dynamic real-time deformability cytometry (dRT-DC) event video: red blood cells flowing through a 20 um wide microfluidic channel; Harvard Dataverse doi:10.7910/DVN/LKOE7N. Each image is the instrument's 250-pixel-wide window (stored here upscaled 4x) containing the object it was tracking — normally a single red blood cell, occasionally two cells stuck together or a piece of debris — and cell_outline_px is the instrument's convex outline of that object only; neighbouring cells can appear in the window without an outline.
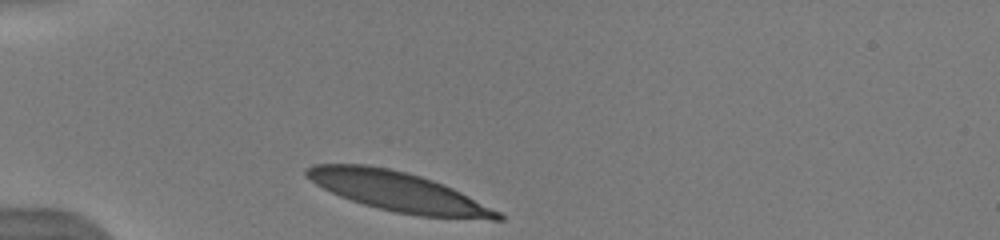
{"species": "human", "species_latin": "Homo sapiens", "temperature_condition": "warm", "stored_images_in_passage": 32, "camera_frame_rate_fps": 3000, "um_per_image_px": 0.085, "donor": {"sex": "male"}, "frame": {"image": 1, "passage_image": 1, "time_ms": 0.0, "image_size_px": [1000, 240], "cell_outline_px": [[504, 220], [492, 220], [420, 216], [396, 212], [364, 204], [340, 196], [316, 184], [304, 172], [304, 168], [312, 164], [368, 164], [388, 168], [420, 176], [432, 180], [452, 188], [500, 212], [504, 216]], "centroid_in_image_um": [33.86, 16.29], "position_along_channel_um": 51.1, "area_um2": 43.47}}
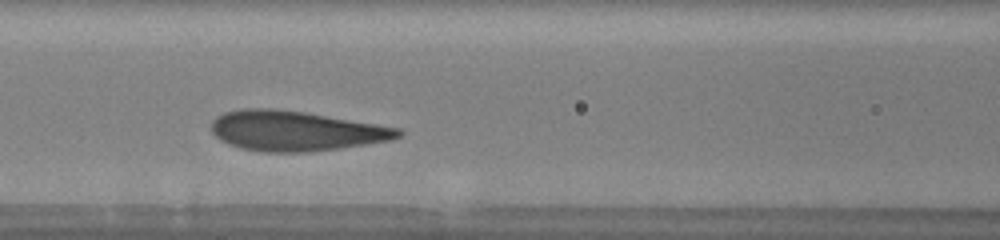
{"frame": {"image": 2, "passage_image": 10, "time_ms": 3.0, "image_size_px": [1000, 240], "cell_outline_px": [[404, 132], [400, 136], [392, 140], [340, 148], [308, 152], [260, 152], [240, 148], [228, 144], [220, 140], [212, 132], [212, 120], [216, 116], [224, 112], [240, 108], [268, 108], [304, 112], [400, 128]], "centroid_in_image_um": [25.09, 11.13], "position_along_channel_um": 141.5, "area_um2": 43.58}}
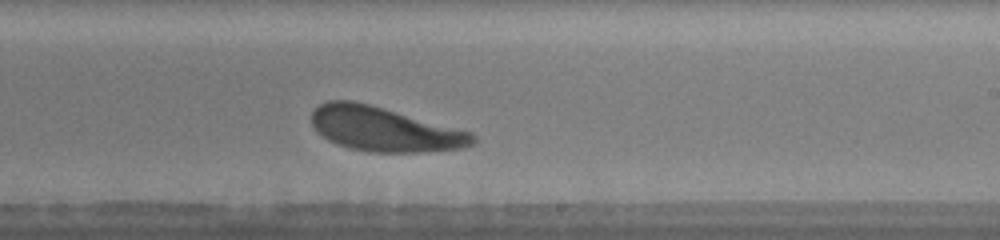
{"frame": {"image": 3, "passage_image": 19, "time_ms": 6.0, "image_size_px": [1000, 240], "cell_outline_px": [[476, 144], [460, 148], [424, 152], [368, 152], [348, 148], [336, 144], [328, 140], [316, 132], [312, 124], [312, 112], [320, 104], [328, 100], [352, 100], [384, 108], [472, 132], [476, 136]], "centroid_in_image_um": [32.66, 10.99], "position_along_channel_um": 256.3, "area_um2": 41.73}, "authors_computed_cell_mechanics": {"area_um2": 43.4367, "velocity_mm_per_s": 3.8415, "shape_relaxation_time_tau1_ms": 1.5797, "shape_relaxation_time_tau2_ms": 8.093, "deformation_change_tau1": 0.1051, "deformation_change_tau2": 0.1469}}